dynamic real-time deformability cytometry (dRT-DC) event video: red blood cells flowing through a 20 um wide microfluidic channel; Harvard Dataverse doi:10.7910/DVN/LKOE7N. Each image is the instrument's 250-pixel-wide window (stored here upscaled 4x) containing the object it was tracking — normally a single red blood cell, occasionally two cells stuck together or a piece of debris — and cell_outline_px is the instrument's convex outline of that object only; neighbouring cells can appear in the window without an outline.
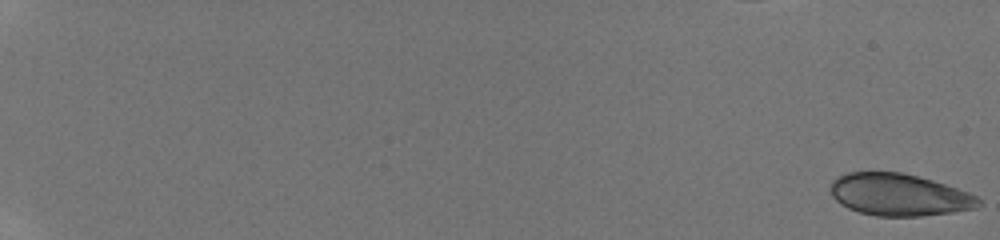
{"species": "human", "species_latin": "Homo sapiens", "temperature_condition": "room temperature", "stored_images_in_passage": 24, "camera_frame_rate_fps": 3000, "um_per_image_px": 0.085, "donor": {"sex": "male"}, "frame": {"image": 1, "passage_image": 1, "time_ms": 0.0, "image_size_px": [1000, 240], "cell_outline_px": [[984, 204], [976, 208], [952, 212], [920, 216], [876, 216], [860, 212], [848, 208], [840, 204], [832, 196], [832, 180], [836, 176], [844, 172], [900, 172], [932, 180], [968, 192], [976, 196]], "centroid_in_image_um": [76.41, 16.55], "position_along_channel_um": 8.6, "area_um2": 36.24}}
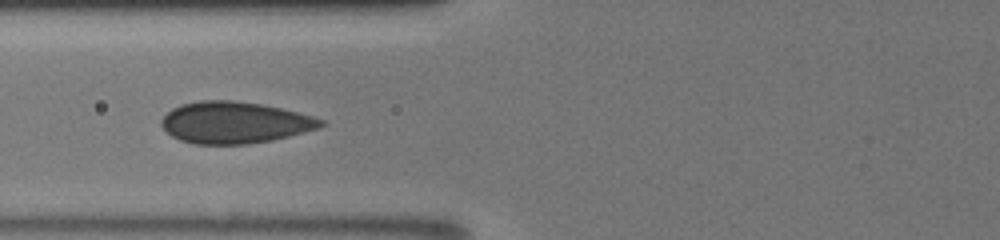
{"frame": {"image": 2, "passage_image": 14, "time_ms": 8.333, "image_size_px": [1000, 240], "cell_outline_px": [[328, 124], [320, 128], [272, 140], [248, 144], [192, 144], [180, 140], [172, 136], [160, 124], [160, 120], [172, 108], [180, 104], [200, 100], [232, 100], [260, 104], [280, 108], [312, 116], [324, 120]], "centroid_in_image_um": [19.94, 10.42], "position_along_channel_um": 105.9, "area_um2": 38.73}}
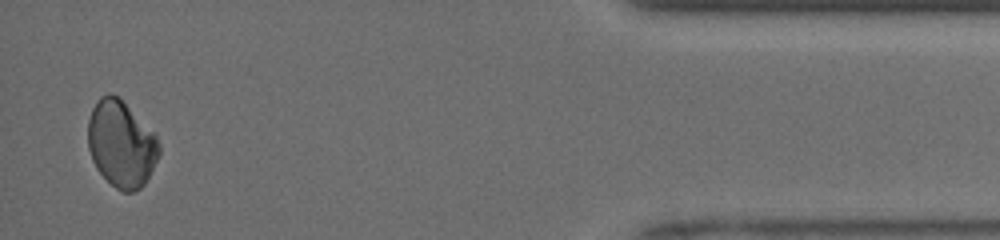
{"frame": {"image": 3, "passage_image": 24, "time_ms": 17.333, "image_size_px": [1000, 240], "cell_outline_px": [[160, 152], [144, 184], [140, 188], [132, 192], [124, 192], [116, 188], [96, 168], [92, 160], [88, 148], [88, 120], [92, 108], [100, 96], [108, 92], [116, 96], [156, 136], [160, 144]], "centroid_in_image_um": [10.27, 12.25], "position_along_channel_um": 424.9, "area_um2": 35.14}, "authors_computed_cell_mechanics": {"area_um2": 36.5296, "velocity_mm_per_s": 4.1453, "shape_relaxation_time_tau1_ms": 8.9266, "shape_relaxation_time_tau2_ms": 3.2369, "deformation_change_tau1": 0.0771, "deformation_change_tau2": 0.0232}}